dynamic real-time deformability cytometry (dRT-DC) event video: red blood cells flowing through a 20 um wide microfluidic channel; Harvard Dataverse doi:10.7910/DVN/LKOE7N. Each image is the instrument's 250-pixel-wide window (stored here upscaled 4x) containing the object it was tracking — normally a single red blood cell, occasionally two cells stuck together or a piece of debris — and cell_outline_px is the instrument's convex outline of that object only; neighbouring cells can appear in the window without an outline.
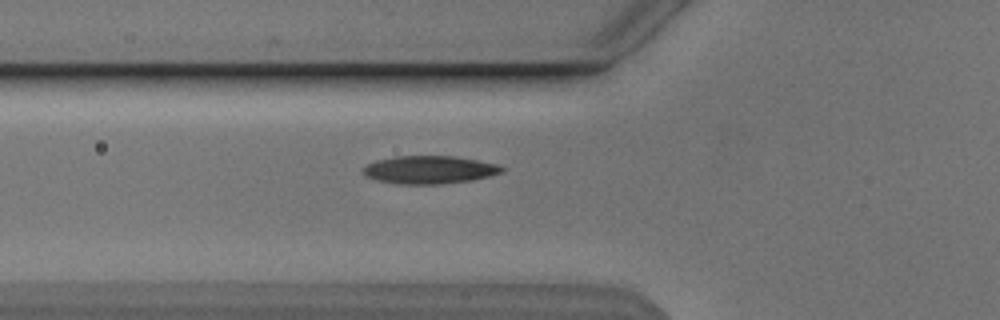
{"species": "Egyptian fruit bat (a non-hibernating species)", "species_latin": "Rousettus aegyptiacus", "temperature_condition": "cold", "stored_images_in_passage": 30, "camera_frame_rate_fps": 3000, "um_per_image_px": 0.085, "animal": {"sex": "male"}, "frame": {"image": 1, "passage_image": 4, "time_ms": 1.0, "image_size_px": [1000, 320], "cell_outline_px": [[504, 172], [472, 180], [440, 184], [396, 184], [376, 180], [360, 172], [360, 168], [376, 160], [392, 156], [456, 156], [496, 164], [504, 168]], "centroid_in_image_um": [36.45, 14.43], "position_along_channel_um": 89.4, "area_um2": 22.72}}
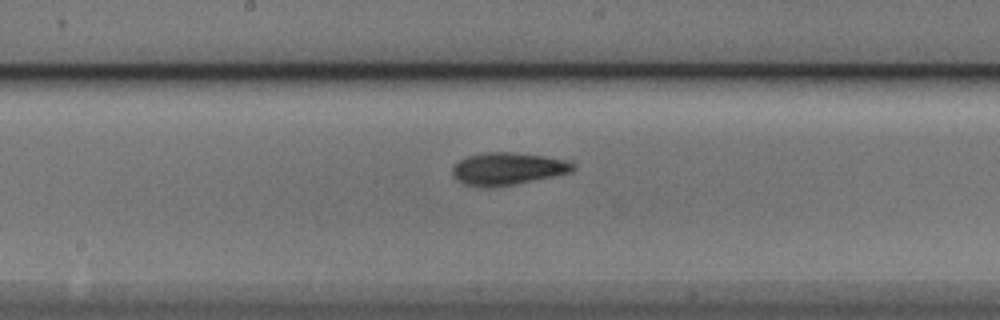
{"frame": {"image": 2, "passage_image": 13, "time_ms": 4.0, "image_size_px": [1000, 320], "cell_outline_px": [[576, 168], [572, 172], [512, 184], [488, 188], [480, 188], [464, 184], [456, 180], [452, 176], [452, 168], [460, 160], [468, 156], [484, 152], [512, 152], [544, 156], [572, 160], [576, 164]], "centroid_in_image_um": [43.16, 14.34], "position_along_channel_um": 205.0, "area_um2": 22.95}}
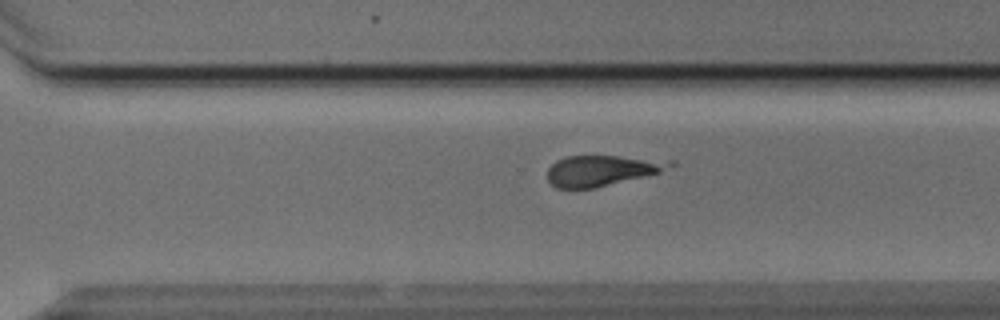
{"frame": {"image": 3, "passage_image": 22, "time_ms": 7.0, "image_size_px": [1000, 320], "cell_outline_px": [[676, 164], [660, 172], [596, 188], [556, 188], [548, 180], [548, 168], [556, 160], [568, 156], [616, 156], [676, 160]], "centroid_in_image_um": [51.18, 14.48], "position_along_channel_um": 319.4, "area_um2": 21.85}, "authors_computed_cell_mechanics": {"area_um2": 22.1085, "velocity_mm_per_s": 3.8336, "shape_relaxation_time_tau1_ms": 3.4322, "shape_relaxation_time_tau2_ms": null, "deformation_change_tau1": 0.1583, "deformation_change_tau2": null}}